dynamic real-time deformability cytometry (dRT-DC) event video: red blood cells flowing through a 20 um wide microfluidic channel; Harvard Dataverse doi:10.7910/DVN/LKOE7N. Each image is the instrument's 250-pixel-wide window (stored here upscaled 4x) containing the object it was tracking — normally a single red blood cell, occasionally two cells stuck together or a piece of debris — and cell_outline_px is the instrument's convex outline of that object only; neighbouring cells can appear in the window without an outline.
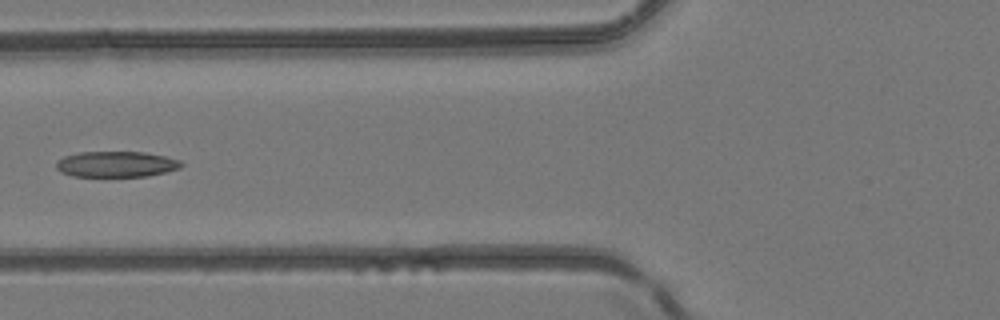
{"species": "common noctule bat (a hibernating species)", "species_latin": "Nyctalus noctula", "temperature_condition": "room temperature", "stored_images_in_passage": 6, "camera_frame_rate_fps": 3000, "um_per_image_px": 0.085, "animal": {"sex": "female", "body_mass_g": 24.6, "forearm_length_mm": 56.2}, "frame": {"image": 1, "passage_image": 6, "time_ms": 5.667, "image_size_px": [1000, 320], "cell_outline_px": [[184, 164], [180, 168], [148, 176], [72, 176], [60, 172], [56, 168], [56, 160], [64, 156], [76, 152], [144, 152], [164, 156], [180, 160]], "centroid_in_image_um": [9.85, 13.95], "position_along_channel_um": 116.0, "area_um2": 18.84}}